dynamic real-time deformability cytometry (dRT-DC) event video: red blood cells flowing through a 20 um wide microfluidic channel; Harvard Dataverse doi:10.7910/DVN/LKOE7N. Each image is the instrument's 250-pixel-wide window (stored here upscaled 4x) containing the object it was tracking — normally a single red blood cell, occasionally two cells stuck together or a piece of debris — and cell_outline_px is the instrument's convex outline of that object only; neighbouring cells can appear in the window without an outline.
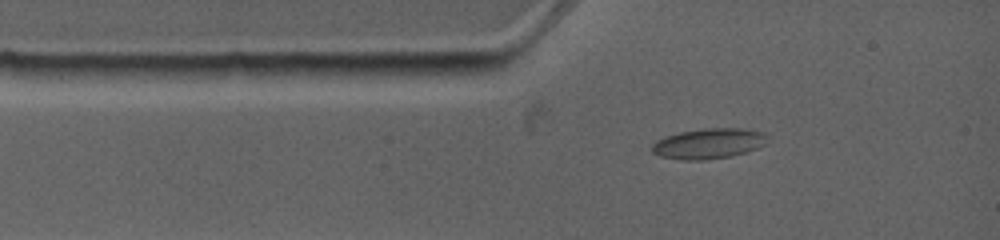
{"species": "common noctule bat (a hibernating species)", "species_latin": "Nyctalus noctula", "temperature_condition": "warm", "stored_images_in_passage": 4, "camera_frame_rate_fps": 4500, "um_per_image_px": 0.085, "animal": {"sex": "female", "body_mass_g": 19.0, "forearm_length_mm": 53.3}, "frame": {"image": 1, "passage_image": 1, "time_ms": 0.0, "image_size_px": [1000, 240], "cell_outline_px": [[768, 136], [764, 144], [756, 148], [732, 156], [708, 160], [680, 160], [660, 156], [652, 152], [652, 144], [656, 140], [664, 136], [680, 132], [704, 128], [744, 128], [764, 132]], "centroid_in_image_um": [60.21, 12.2], "position_along_channel_um": 24.8, "area_um2": 20.58}}
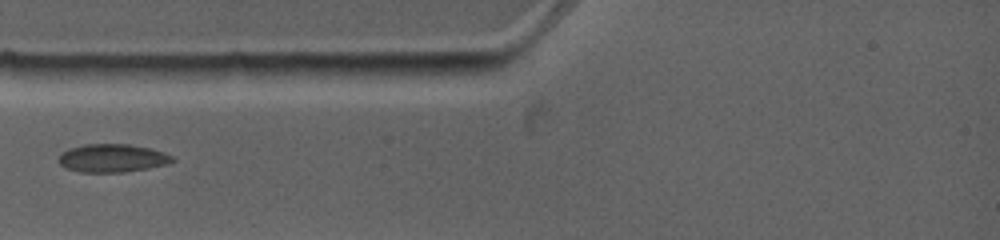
{"frame": {"image": 2, "passage_image": 2, "time_ms": 1.556, "image_size_px": [1000, 240], "cell_outline_px": [[176, 160], [168, 164], [148, 168], [124, 172], [80, 172], [64, 168], [56, 160], [60, 152], [68, 148], [84, 144], [128, 144], [152, 148], [164, 152], [172, 156]], "centroid_in_image_um": [9.51, 13.43], "position_along_channel_um": 75.5, "area_um2": 19.02}}